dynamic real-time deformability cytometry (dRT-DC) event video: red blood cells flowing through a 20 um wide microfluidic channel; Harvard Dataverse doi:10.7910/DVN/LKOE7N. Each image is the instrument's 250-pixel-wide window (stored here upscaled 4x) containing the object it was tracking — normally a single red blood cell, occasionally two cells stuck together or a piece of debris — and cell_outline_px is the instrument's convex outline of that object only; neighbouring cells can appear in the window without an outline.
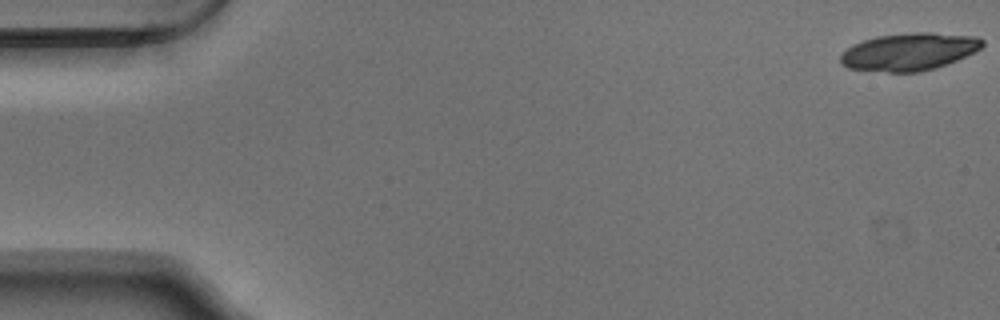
{"species": "Egyptian fruit bat (a non-hibernating species)", "species_latin": "Rousettus aegyptiacus", "temperature_condition": "warm", "stored_images_in_passage": 39, "camera_frame_rate_fps": 3000, "um_per_image_px": 0.085, "animal": {"sex": "male"}, "frame": {"image": 1, "passage_image": 1, "time_ms": 0.0, "image_size_px": [1000, 320], "cell_outline_px": [[984, 44], [980, 48], [956, 60], [936, 68], [920, 72], [888, 72], [848, 68], [840, 64], [840, 56], [848, 48], [864, 40], [876, 36], [916, 32], [932, 32], [976, 36], [984, 40]], "centroid_in_image_um": [77.28, 4.39], "position_along_channel_um": 7.7, "area_um2": 30.81}}
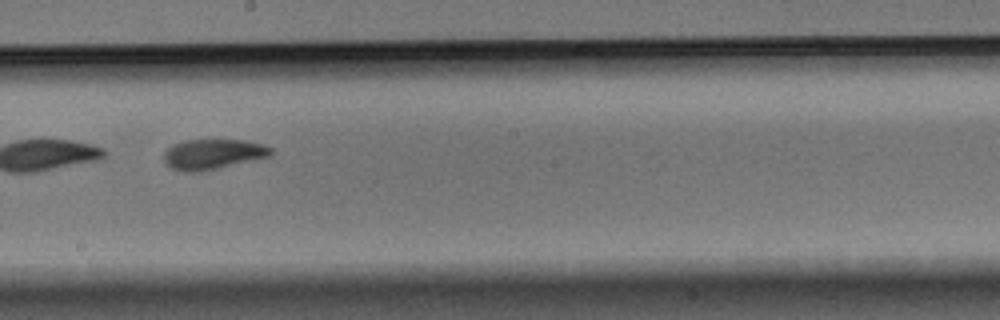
{"frame": {"image": 2, "passage_image": 31, "time_ms": 10.0, "image_size_px": [1000, 320], "cell_outline_px": [[272, 156], [200, 172], [184, 172], [172, 168], [164, 160], [164, 152], [172, 144], [184, 140], [244, 140], [264, 144], [272, 148]], "centroid_in_image_um": [18.11, 13.1], "position_along_channel_um": 230.1, "area_um2": 18.9}}